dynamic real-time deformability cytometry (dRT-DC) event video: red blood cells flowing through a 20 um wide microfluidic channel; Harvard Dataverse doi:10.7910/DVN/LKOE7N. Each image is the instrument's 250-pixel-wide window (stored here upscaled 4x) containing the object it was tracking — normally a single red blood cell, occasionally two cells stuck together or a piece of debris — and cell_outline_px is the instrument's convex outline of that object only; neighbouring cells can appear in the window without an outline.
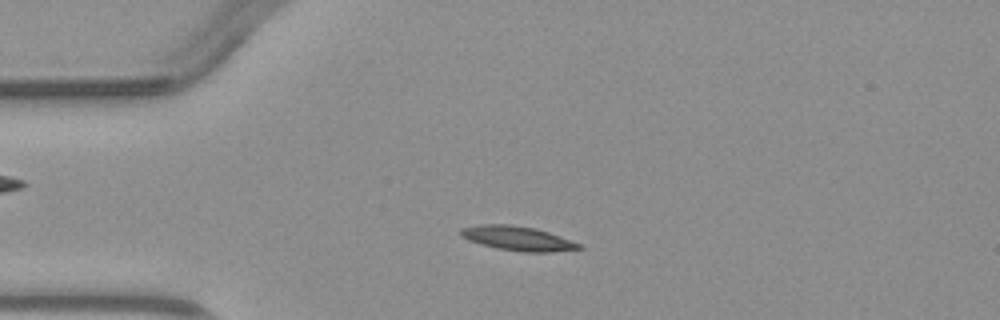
{"species": "common noctule bat (a hibernating species)", "species_latin": "Nyctalus noctula", "temperature_condition": "warm", "stored_images_in_passage": 5, "camera_frame_rate_fps": 3000, "um_per_image_px": 0.085, "animal": {"sex": "male", "body_mass_g": 23.1, "forearm_length_mm": 52.7}, "frame": {"image": 1, "passage_image": 3, "time_ms": 2.333, "image_size_px": [1000, 320], "cell_outline_px": [[584, 248], [552, 252], [520, 252], [496, 248], [480, 244], [468, 240], [460, 236], [460, 228], [480, 224], [508, 224], [536, 228], [548, 232], [580, 244]], "centroid_in_image_um": [43.95, 20.26], "position_along_channel_um": 41.0, "area_um2": 16.82}}
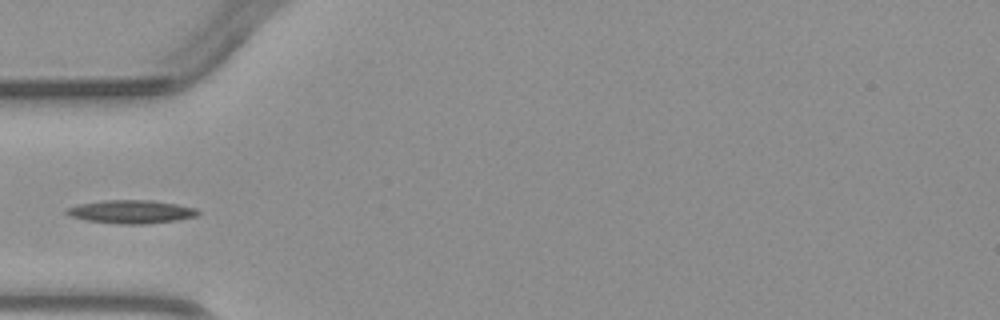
{"frame": {"image": 2, "passage_image": 4, "time_ms": 3.667, "image_size_px": [1000, 320], "cell_outline_px": [[200, 212], [196, 216], [176, 220], [144, 224], [120, 224], [88, 220], [68, 216], [64, 212], [64, 208], [80, 204], [104, 200], [152, 200], [176, 204], [196, 208]], "centroid_in_image_um": [11.12, 17.99], "position_along_channel_um": 73.9, "area_um2": 17.8}}
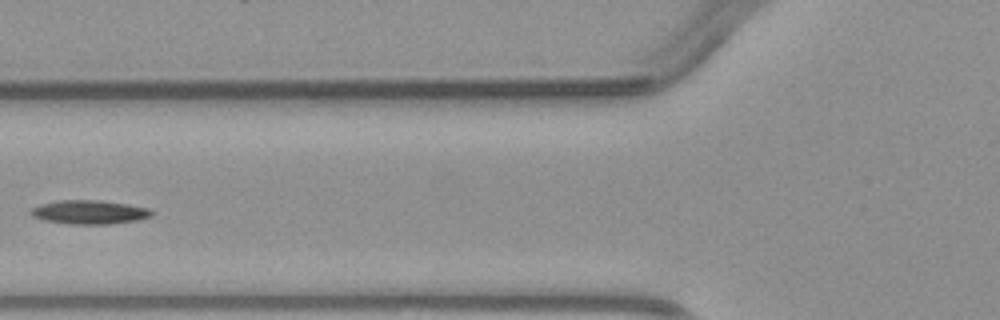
{"frame": {"image": 3, "passage_image": 5, "time_ms": 4.667, "image_size_px": [1000, 320], "cell_outline_px": [[152, 216], [136, 220], [108, 224], [72, 224], [44, 220], [32, 216], [28, 212], [32, 208], [40, 204], [60, 200], [96, 200], [128, 204], [148, 208], [152, 212]], "centroid_in_image_um": [7.56, 18.03], "position_along_channel_um": 118.2, "area_um2": 16.65}}